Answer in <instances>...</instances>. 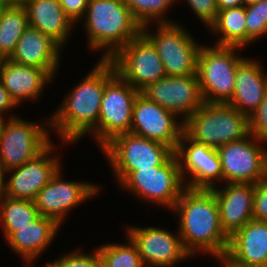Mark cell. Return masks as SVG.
<instances>
[{
	"label": "cell",
	"mask_w": 267,
	"mask_h": 267,
	"mask_svg": "<svg viewBox=\"0 0 267 267\" xmlns=\"http://www.w3.org/2000/svg\"><path fill=\"white\" fill-rule=\"evenodd\" d=\"M0 81L19 105L23 100L39 99L45 85L54 81V78L44 69L5 59L0 71Z\"/></svg>",
	"instance_id": "23"
},
{
	"label": "cell",
	"mask_w": 267,
	"mask_h": 267,
	"mask_svg": "<svg viewBox=\"0 0 267 267\" xmlns=\"http://www.w3.org/2000/svg\"><path fill=\"white\" fill-rule=\"evenodd\" d=\"M7 7L5 0H0V17L2 15V12L4 11V9Z\"/></svg>",
	"instance_id": "42"
},
{
	"label": "cell",
	"mask_w": 267,
	"mask_h": 267,
	"mask_svg": "<svg viewBox=\"0 0 267 267\" xmlns=\"http://www.w3.org/2000/svg\"><path fill=\"white\" fill-rule=\"evenodd\" d=\"M4 58L0 55V71H1V67H2V64L4 63Z\"/></svg>",
	"instance_id": "44"
},
{
	"label": "cell",
	"mask_w": 267,
	"mask_h": 267,
	"mask_svg": "<svg viewBox=\"0 0 267 267\" xmlns=\"http://www.w3.org/2000/svg\"><path fill=\"white\" fill-rule=\"evenodd\" d=\"M253 219L267 222V175L255 184Z\"/></svg>",
	"instance_id": "35"
},
{
	"label": "cell",
	"mask_w": 267,
	"mask_h": 267,
	"mask_svg": "<svg viewBox=\"0 0 267 267\" xmlns=\"http://www.w3.org/2000/svg\"><path fill=\"white\" fill-rule=\"evenodd\" d=\"M249 133L267 143V91L258 108L248 116Z\"/></svg>",
	"instance_id": "33"
},
{
	"label": "cell",
	"mask_w": 267,
	"mask_h": 267,
	"mask_svg": "<svg viewBox=\"0 0 267 267\" xmlns=\"http://www.w3.org/2000/svg\"><path fill=\"white\" fill-rule=\"evenodd\" d=\"M183 122L188 138L216 149L250 134L248 116L228 103L204 102Z\"/></svg>",
	"instance_id": "4"
},
{
	"label": "cell",
	"mask_w": 267,
	"mask_h": 267,
	"mask_svg": "<svg viewBox=\"0 0 267 267\" xmlns=\"http://www.w3.org/2000/svg\"><path fill=\"white\" fill-rule=\"evenodd\" d=\"M54 149L55 145L51 143L31 161L7 170L6 174H9L10 177L6 181L5 196L34 201L38 192L51 181L62 167L59 158L55 155L50 157Z\"/></svg>",
	"instance_id": "18"
},
{
	"label": "cell",
	"mask_w": 267,
	"mask_h": 267,
	"mask_svg": "<svg viewBox=\"0 0 267 267\" xmlns=\"http://www.w3.org/2000/svg\"><path fill=\"white\" fill-rule=\"evenodd\" d=\"M137 198L173 209L182 191L183 182L175 152L160 166L131 172L120 184Z\"/></svg>",
	"instance_id": "8"
},
{
	"label": "cell",
	"mask_w": 267,
	"mask_h": 267,
	"mask_svg": "<svg viewBox=\"0 0 267 267\" xmlns=\"http://www.w3.org/2000/svg\"><path fill=\"white\" fill-rule=\"evenodd\" d=\"M40 216L35 202L4 196L0 200V223L7 240L18 228H22Z\"/></svg>",
	"instance_id": "27"
},
{
	"label": "cell",
	"mask_w": 267,
	"mask_h": 267,
	"mask_svg": "<svg viewBox=\"0 0 267 267\" xmlns=\"http://www.w3.org/2000/svg\"><path fill=\"white\" fill-rule=\"evenodd\" d=\"M116 74L109 59H101L84 79L69 90L50 118L62 143L78 142L86 133L98 143V118L105 84Z\"/></svg>",
	"instance_id": "1"
},
{
	"label": "cell",
	"mask_w": 267,
	"mask_h": 267,
	"mask_svg": "<svg viewBox=\"0 0 267 267\" xmlns=\"http://www.w3.org/2000/svg\"><path fill=\"white\" fill-rule=\"evenodd\" d=\"M3 119H4V118H1V117H0V129H1V124H2V122H3Z\"/></svg>",
	"instance_id": "45"
},
{
	"label": "cell",
	"mask_w": 267,
	"mask_h": 267,
	"mask_svg": "<svg viewBox=\"0 0 267 267\" xmlns=\"http://www.w3.org/2000/svg\"><path fill=\"white\" fill-rule=\"evenodd\" d=\"M246 7V46L267 33V0L245 5Z\"/></svg>",
	"instance_id": "31"
},
{
	"label": "cell",
	"mask_w": 267,
	"mask_h": 267,
	"mask_svg": "<svg viewBox=\"0 0 267 267\" xmlns=\"http://www.w3.org/2000/svg\"><path fill=\"white\" fill-rule=\"evenodd\" d=\"M8 117L3 119L0 129V161L6 170L31 161L53 143L50 129L44 127L50 128V118L37 124L14 114Z\"/></svg>",
	"instance_id": "9"
},
{
	"label": "cell",
	"mask_w": 267,
	"mask_h": 267,
	"mask_svg": "<svg viewBox=\"0 0 267 267\" xmlns=\"http://www.w3.org/2000/svg\"><path fill=\"white\" fill-rule=\"evenodd\" d=\"M82 19L88 47L104 50L101 59H110L142 33L143 26L123 0H89Z\"/></svg>",
	"instance_id": "3"
},
{
	"label": "cell",
	"mask_w": 267,
	"mask_h": 267,
	"mask_svg": "<svg viewBox=\"0 0 267 267\" xmlns=\"http://www.w3.org/2000/svg\"><path fill=\"white\" fill-rule=\"evenodd\" d=\"M257 1H260V0H245V5L253 3V2H257Z\"/></svg>",
	"instance_id": "43"
},
{
	"label": "cell",
	"mask_w": 267,
	"mask_h": 267,
	"mask_svg": "<svg viewBox=\"0 0 267 267\" xmlns=\"http://www.w3.org/2000/svg\"><path fill=\"white\" fill-rule=\"evenodd\" d=\"M258 60L245 58L237 67L232 98L227 102L240 113L251 115L267 91V73Z\"/></svg>",
	"instance_id": "22"
},
{
	"label": "cell",
	"mask_w": 267,
	"mask_h": 267,
	"mask_svg": "<svg viewBox=\"0 0 267 267\" xmlns=\"http://www.w3.org/2000/svg\"><path fill=\"white\" fill-rule=\"evenodd\" d=\"M62 49L50 36L29 26L19 38L9 60L44 69L55 79Z\"/></svg>",
	"instance_id": "20"
},
{
	"label": "cell",
	"mask_w": 267,
	"mask_h": 267,
	"mask_svg": "<svg viewBox=\"0 0 267 267\" xmlns=\"http://www.w3.org/2000/svg\"><path fill=\"white\" fill-rule=\"evenodd\" d=\"M109 60L116 73L139 92L166 76L155 47L142 33L121 47Z\"/></svg>",
	"instance_id": "11"
},
{
	"label": "cell",
	"mask_w": 267,
	"mask_h": 267,
	"mask_svg": "<svg viewBox=\"0 0 267 267\" xmlns=\"http://www.w3.org/2000/svg\"><path fill=\"white\" fill-rule=\"evenodd\" d=\"M179 24L157 23L156 33H151L149 24L142 27V34L153 44L161 58L166 76L196 74L198 54L202 45Z\"/></svg>",
	"instance_id": "7"
},
{
	"label": "cell",
	"mask_w": 267,
	"mask_h": 267,
	"mask_svg": "<svg viewBox=\"0 0 267 267\" xmlns=\"http://www.w3.org/2000/svg\"><path fill=\"white\" fill-rule=\"evenodd\" d=\"M225 256L242 267H267V222H247L229 238Z\"/></svg>",
	"instance_id": "21"
},
{
	"label": "cell",
	"mask_w": 267,
	"mask_h": 267,
	"mask_svg": "<svg viewBox=\"0 0 267 267\" xmlns=\"http://www.w3.org/2000/svg\"><path fill=\"white\" fill-rule=\"evenodd\" d=\"M211 28V29H210ZM220 36L217 46H246V7L238 6L218 11L215 22L209 27ZM219 33V34H218Z\"/></svg>",
	"instance_id": "26"
},
{
	"label": "cell",
	"mask_w": 267,
	"mask_h": 267,
	"mask_svg": "<svg viewBox=\"0 0 267 267\" xmlns=\"http://www.w3.org/2000/svg\"><path fill=\"white\" fill-rule=\"evenodd\" d=\"M29 20L24 6H7L0 17V55L9 59Z\"/></svg>",
	"instance_id": "28"
},
{
	"label": "cell",
	"mask_w": 267,
	"mask_h": 267,
	"mask_svg": "<svg viewBox=\"0 0 267 267\" xmlns=\"http://www.w3.org/2000/svg\"><path fill=\"white\" fill-rule=\"evenodd\" d=\"M177 118L139 92L133 105L130 133L167 144L175 151L184 127L182 119Z\"/></svg>",
	"instance_id": "14"
},
{
	"label": "cell",
	"mask_w": 267,
	"mask_h": 267,
	"mask_svg": "<svg viewBox=\"0 0 267 267\" xmlns=\"http://www.w3.org/2000/svg\"><path fill=\"white\" fill-rule=\"evenodd\" d=\"M133 16L142 25L155 23H172L164 16L176 0H123Z\"/></svg>",
	"instance_id": "30"
},
{
	"label": "cell",
	"mask_w": 267,
	"mask_h": 267,
	"mask_svg": "<svg viewBox=\"0 0 267 267\" xmlns=\"http://www.w3.org/2000/svg\"><path fill=\"white\" fill-rule=\"evenodd\" d=\"M244 5H245V0H217V7L219 11L227 8H233Z\"/></svg>",
	"instance_id": "38"
},
{
	"label": "cell",
	"mask_w": 267,
	"mask_h": 267,
	"mask_svg": "<svg viewBox=\"0 0 267 267\" xmlns=\"http://www.w3.org/2000/svg\"><path fill=\"white\" fill-rule=\"evenodd\" d=\"M101 150L118 184L133 171L162 165L174 153L167 144L132 133L114 137Z\"/></svg>",
	"instance_id": "6"
},
{
	"label": "cell",
	"mask_w": 267,
	"mask_h": 267,
	"mask_svg": "<svg viewBox=\"0 0 267 267\" xmlns=\"http://www.w3.org/2000/svg\"><path fill=\"white\" fill-rule=\"evenodd\" d=\"M24 8L29 26L50 36L61 47L65 45L75 24L65 14L58 0H31Z\"/></svg>",
	"instance_id": "25"
},
{
	"label": "cell",
	"mask_w": 267,
	"mask_h": 267,
	"mask_svg": "<svg viewBox=\"0 0 267 267\" xmlns=\"http://www.w3.org/2000/svg\"><path fill=\"white\" fill-rule=\"evenodd\" d=\"M171 211L179 216L177 231L192 257L199 252L213 258L226 255L229 237L222 230L218 203L211 189L185 188Z\"/></svg>",
	"instance_id": "2"
},
{
	"label": "cell",
	"mask_w": 267,
	"mask_h": 267,
	"mask_svg": "<svg viewBox=\"0 0 267 267\" xmlns=\"http://www.w3.org/2000/svg\"><path fill=\"white\" fill-rule=\"evenodd\" d=\"M139 91L117 73L105 84L98 118V144L102 149L114 137L130 133L135 98Z\"/></svg>",
	"instance_id": "10"
},
{
	"label": "cell",
	"mask_w": 267,
	"mask_h": 267,
	"mask_svg": "<svg viewBox=\"0 0 267 267\" xmlns=\"http://www.w3.org/2000/svg\"><path fill=\"white\" fill-rule=\"evenodd\" d=\"M220 189L213 187L218 207L220 224L224 233L230 238L247 222L253 219L255 184L225 183Z\"/></svg>",
	"instance_id": "19"
},
{
	"label": "cell",
	"mask_w": 267,
	"mask_h": 267,
	"mask_svg": "<svg viewBox=\"0 0 267 267\" xmlns=\"http://www.w3.org/2000/svg\"><path fill=\"white\" fill-rule=\"evenodd\" d=\"M31 0H5L7 6H25Z\"/></svg>",
	"instance_id": "41"
},
{
	"label": "cell",
	"mask_w": 267,
	"mask_h": 267,
	"mask_svg": "<svg viewBox=\"0 0 267 267\" xmlns=\"http://www.w3.org/2000/svg\"><path fill=\"white\" fill-rule=\"evenodd\" d=\"M61 169L38 192L34 200L39 214L55 220L59 225L71 209L96 196L101 187L91 182L63 181Z\"/></svg>",
	"instance_id": "15"
},
{
	"label": "cell",
	"mask_w": 267,
	"mask_h": 267,
	"mask_svg": "<svg viewBox=\"0 0 267 267\" xmlns=\"http://www.w3.org/2000/svg\"><path fill=\"white\" fill-rule=\"evenodd\" d=\"M65 14L76 24L86 13L89 0H59Z\"/></svg>",
	"instance_id": "36"
},
{
	"label": "cell",
	"mask_w": 267,
	"mask_h": 267,
	"mask_svg": "<svg viewBox=\"0 0 267 267\" xmlns=\"http://www.w3.org/2000/svg\"><path fill=\"white\" fill-rule=\"evenodd\" d=\"M186 2L192 8L191 10H193L195 16L206 27H210L215 22L219 11L217 0H186Z\"/></svg>",
	"instance_id": "34"
},
{
	"label": "cell",
	"mask_w": 267,
	"mask_h": 267,
	"mask_svg": "<svg viewBox=\"0 0 267 267\" xmlns=\"http://www.w3.org/2000/svg\"><path fill=\"white\" fill-rule=\"evenodd\" d=\"M174 152L186 188L211 189L215 187V181L223 183L222 166L216 148L194 142L183 133ZM187 173L191 177L188 178Z\"/></svg>",
	"instance_id": "13"
},
{
	"label": "cell",
	"mask_w": 267,
	"mask_h": 267,
	"mask_svg": "<svg viewBox=\"0 0 267 267\" xmlns=\"http://www.w3.org/2000/svg\"><path fill=\"white\" fill-rule=\"evenodd\" d=\"M6 171L7 170L0 161V200L5 196L6 180L4 179L6 178L5 175H7Z\"/></svg>",
	"instance_id": "39"
},
{
	"label": "cell",
	"mask_w": 267,
	"mask_h": 267,
	"mask_svg": "<svg viewBox=\"0 0 267 267\" xmlns=\"http://www.w3.org/2000/svg\"><path fill=\"white\" fill-rule=\"evenodd\" d=\"M249 134L217 148L223 183L256 184L267 175V149Z\"/></svg>",
	"instance_id": "12"
},
{
	"label": "cell",
	"mask_w": 267,
	"mask_h": 267,
	"mask_svg": "<svg viewBox=\"0 0 267 267\" xmlns=\"http://www.w3.org/2000/svg\"><path fill=\"white\" fill-rule=\"evenodd\" d=\"M18 107L15 101L11 98L8 91L4 88V85L0 81V117L4 118L2 113L4 114L12 108Z\"/></svg>",
	"instance_id": "37"
},
{
	"label": "cell",
	"mask_w": 267,
	"mask_h": 267,
	"mask_svg": "<svg viewBox=\"0 0 267 267\" xmlns=\"http://www.w3.org/2000/svg\"><path fill=\"white\" fill-rule=\"evenodd\" d=\"M217 261L221 263V267H242L235 263H233L230 259H228L225 255L224 256H217Z\"/></svg>",
	"instance_id": "40"
},
{
	"label": "cell",
	"mask_w": 267,
	"mask_h": 267,
	"mask_svg": "<svg viewBox=\"0 0 267 267\" xmlns=\"http://www.w3.org/2000/svg\"><path fill=\"white\" fill-rule=\"evenodd\" d=\"M60 226L55 220L40 215L27 226L18 228L6 242L28 267L53 242Z\"/></svg>",
	"instance_id": "24"
},
{
	"label": "cell",
	"mask_w": 267,
	"mask_h": 267,
	"mask_svg": "<svg viewBox=\"0 0 267 267\" xmlns=\"http://www.w3.org/2000/svg\"><path fill=\"white\" fill-rule=\"evenodd\" d=\"M240 49L235 46H201L196 74L204 102L227 103L232 98L236 70L245 59L237 54Z\"/></svg>",
	"instance_id": "5"
},
{
	"label": "cell",
	"mask_w": 267,
	"mask_h": 267,
	"mask_svg": "<svg viewBox=\"0 0 267 267\" xmlns=\"http://www.w3.org/2000/svg\"><path fill=\"white\" fill-rule=\"evenodd\" d=\"M141 93L178 117L180 116L182 121H185L204 103L197 74L165 76L149 84Z\"/></svg>",
	"instance_id": "16"
},
{
	"label": "cell",
	"mask_w": 267,
	"mask_h": 267,
	"mask_svg": "<svg viewBox=\"0 0 267 267\" xmlns=\"http://www.w3.org/2000/svg\"><path fill=\"white\" fill-rule=\"evenodd\" d=\"M79 250V251H78ZM58 257L44 267H102L100 255L95 249L90 254L83 253L80 249Z\"/></svg>",
	"instance_id": "32"
},
{
	"label": "cell",
	"mask_w": 267,
	"mask_h": 267,
	"mask_svg": "<svg viewBox=\"0 0 267 267\" xmlns=\"http://www.w3.org/2000/svg\"><path fill=\"white\" fill-rule=\"evenodd\" d=\"M126 244H105L97 248L102 267H146L136 244L127 236Z\"/></svg>",
	"instance_id": "29"
},
{
	"label": "cell",
	"mask_w": 267,
	"mask_h": 267,
	"mask_svg": "<svg viewBox=\"0 0 267 267\" xmlns=\"http://www.w3.org/2000/svg\"><path fill=\"white\" fill-rule=\"evenodd\" d=\"M126 232L127 236L136 244L146 267H171L192 257L184 249L178 232L175 235L165 228L155 226H129Z\"/></svg>",
	"instance_id": "17"
}]
</instances>
